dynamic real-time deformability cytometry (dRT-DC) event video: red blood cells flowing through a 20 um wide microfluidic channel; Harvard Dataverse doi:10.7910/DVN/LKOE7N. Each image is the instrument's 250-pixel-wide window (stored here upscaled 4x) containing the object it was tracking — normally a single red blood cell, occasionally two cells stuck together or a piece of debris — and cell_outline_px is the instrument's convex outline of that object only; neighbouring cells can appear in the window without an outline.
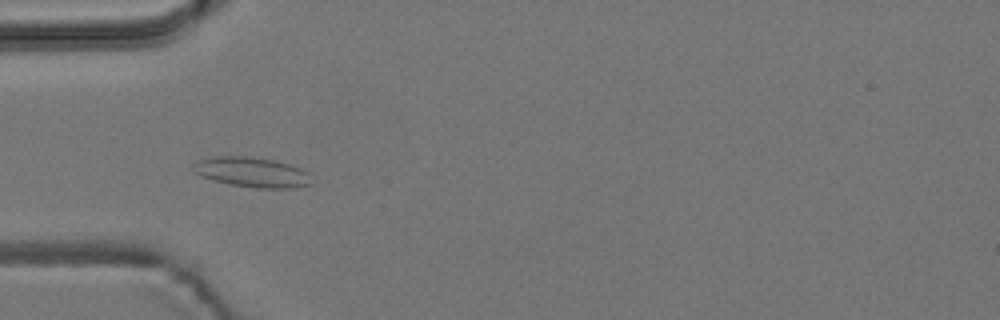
{"species": "common noctule bat (a hibernating species)", "species_latin": "Nyctalus noctula", "temperature_condition": "room temperature", "stored_images_in_passage": 6, "camera_frame_rate_fps": 3000, "um_per_image_px": 0.085, "animal": {"sex": "male", "body_mass_g": 19.2, "forearm_length_mm": 51.8}, "frame": {"image": 1, "passage_image": 5, "time_ms": 1.333, "image_size_px": [1000, 320], "cell_outline_px": [[316, 184], [296, 188], [256, 188], [232, 184], [212, 180], [200, 176], [192, 168], [192, 164], [200, 160], [216, 156], [248, 156], [276, 160], [300, 168], [308, 172]], "centroid_in_image_um": [21.49, 14.64], "position_along_channel_um": 63.5, "area_um2": 20.92}}